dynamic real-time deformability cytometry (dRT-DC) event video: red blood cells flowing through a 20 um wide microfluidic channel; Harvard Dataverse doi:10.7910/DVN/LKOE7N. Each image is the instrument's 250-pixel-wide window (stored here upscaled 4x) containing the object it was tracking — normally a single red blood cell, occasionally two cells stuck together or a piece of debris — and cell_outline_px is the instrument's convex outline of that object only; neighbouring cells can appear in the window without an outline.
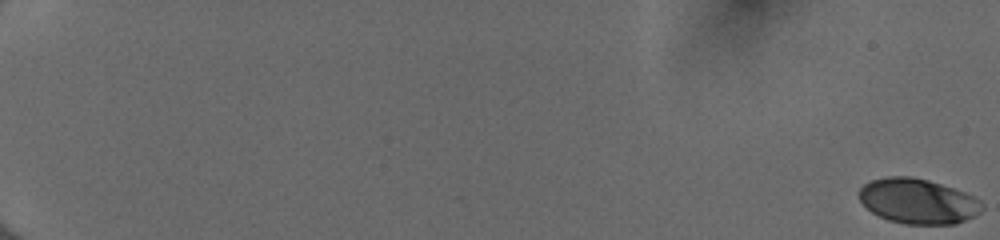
{"species": "human", "species_latin": "Homo sapiens", "temperature_condition": "cold", "stored_images_in_passage": 56, "camera_frame_rate_fps": 3000, "um_per_image_px": 0.085, "donor": {"sex": "female"}, "frame": {"image": 1, "passage_image": 1, "time_ms": 0.0, "image_size_px": [1000, 240], "cell_outline_px": [[984, 208], [980, 212], [956, 224], [904, 224], [888, 220], [872, 212], [860, 200], [860, 188], [864, 184], [872, 180], [884, 176], [912, 176], [928, 180], [964, 192], [980, 200], [984, 204]], "centroid_in_image_um": [78.02, 17.1], "position_along_channel_um": 7.0, "area_um2": 32.14}}
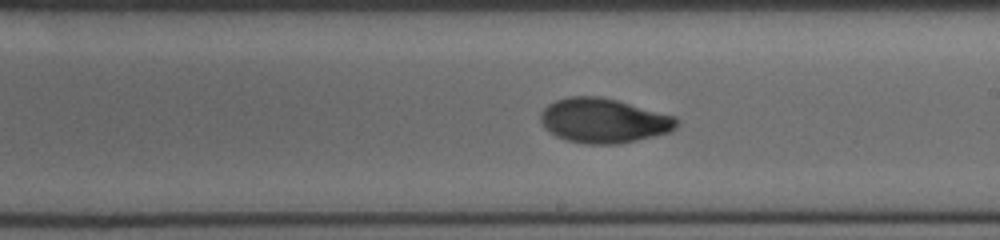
{"frame": {"image": 2, "passage_image": 36, "time_ms": 11.667, "image_size_px": [1000, 240], "cell_outline_px": [[680, 124], [672, 132], [620, 144], [588, 144], [568, 140], [556, 136], [540, 120], [540, 112], [548, 104], [556, 100], [568, 96], [600, 96], [616, 100], [676, 116], [680, 120]], "centroid_in_image_um": [51.37, 10.25], "position_along_channel_um": 237.6, "area_um2": 35.43}}
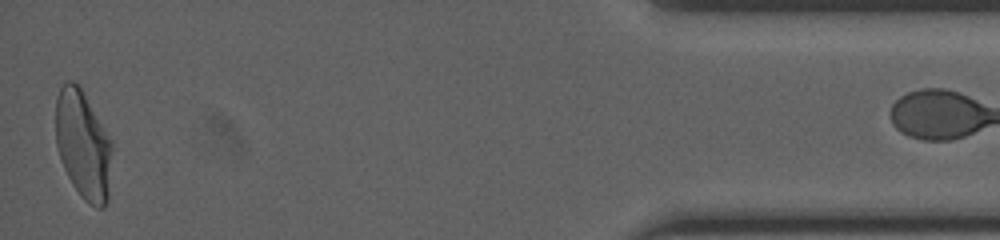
{"frame": {"image": 3, "passage_image": 55, "time_ms": 18.0, "image_size_px": [1000, 240], "cell_outline_px": [[112, 148], [108, 200], [104, 208], [96, 208], [84, 200], [80, 196], [72, 184], [60, 160], [56, 144], [56, 96], [60, 88], [68, 80], [72, 80], [80, 88], [112, 140]], "centroid_in_image_um": [7.07, 12.35], "position_along_channel_um": 428.1, "area_um2": 35.6}}